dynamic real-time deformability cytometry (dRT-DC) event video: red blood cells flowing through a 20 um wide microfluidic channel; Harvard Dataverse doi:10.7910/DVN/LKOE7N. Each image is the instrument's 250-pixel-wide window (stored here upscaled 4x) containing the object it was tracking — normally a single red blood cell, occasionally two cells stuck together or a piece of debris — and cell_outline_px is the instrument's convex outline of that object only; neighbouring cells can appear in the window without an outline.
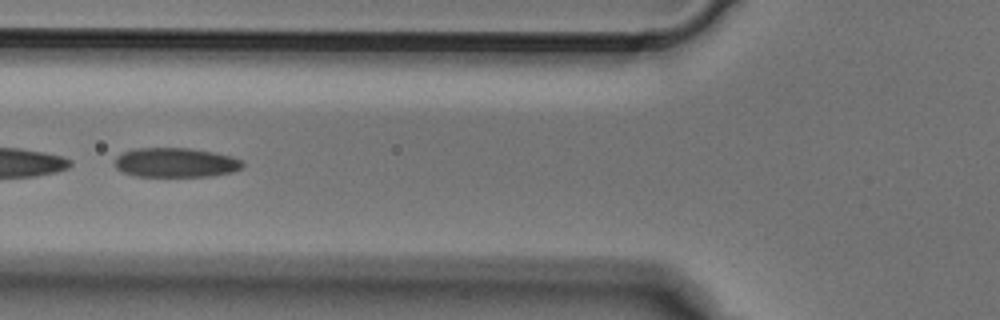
{"species": "Egyptian fruit bat (a non-hibernating species)", "species_latin": "Rousettus aegyptiacus", "temperature_condition": "cold", "stored_images_in_passage": 6, "camera_frame_rate_fps": 3000, "um_per_image_px": 0.085, "animal": {"sex": "male"}, "frame": {"image": 1, "passage_image": 5, "time_ms": 1.333, "image_size_px": [1000, 320], "cell_outline_px": [[244, 168], [232, 172], [212, 176], [136, 176], [120, 172], [112, 164], [116, 156], [132, 148], [188, 148], [212, 152], [232, 156], [244, 160]], "centroid_in_image_um": [14.92, 13.82], "position_along_channel_um": 110.9, "area_um2": 22.31}}
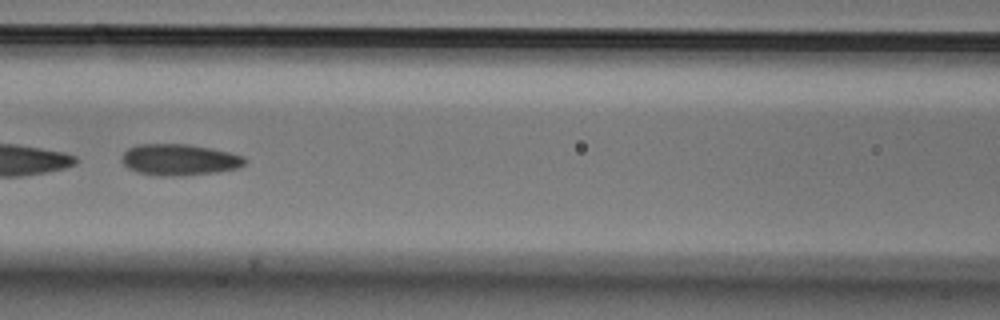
{"frame": {"image": 2, "passage_image": 6, "time_ms": 1.667, "image_size_px": [1000, 320], "cell_outline_px": [[248, 160], [244, 164], [236, 168], [216, 172], [180, 176], [160, 176], [136, 172], [128, 168], [120, 160], [124, 152], [128, 148], [136, 144], [188, 144], [212, 148], [232, 152], [244, 156]], "centroid_in_image_um": [15.24, 13.57], "position_along_channel_um": 151.4, "area_um2": 22.72}}